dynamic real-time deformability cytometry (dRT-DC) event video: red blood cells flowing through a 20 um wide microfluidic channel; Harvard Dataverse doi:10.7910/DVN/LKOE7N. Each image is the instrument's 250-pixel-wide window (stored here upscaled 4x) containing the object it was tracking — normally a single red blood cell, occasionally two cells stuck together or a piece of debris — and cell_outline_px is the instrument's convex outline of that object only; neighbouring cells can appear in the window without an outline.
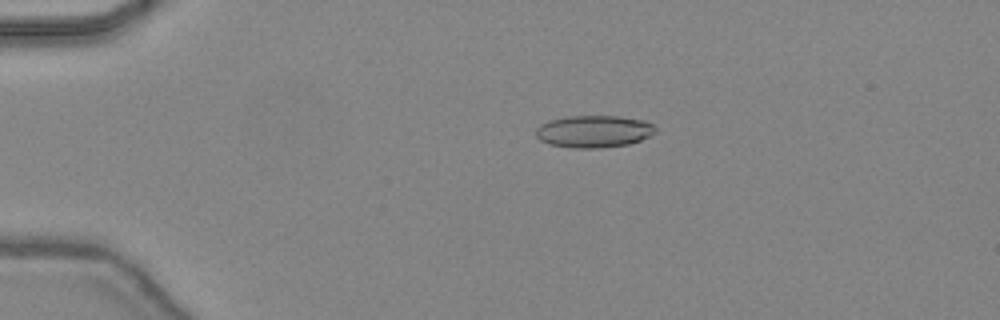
{"species": "common noctule bat (a hibernating species)", "species_latin": "Nyctalus noctula", "temperature_condition": "warm", "stored_images_in_passage": 47, "camera_frame_rate_fps": 3000, "um_per_image_px": 0.085, "animal": {"sex": "female", "body_mass_g": 24.6, "forearm_length_mm": 56.2}, "frame": {"image": 1, "passage_image": 11, "time_ms": 3.333, "image_size_px": [1000, 320], "cell_outline_px": [[656, 132], [640, 140], [628, 144], [600, 148], [572, 148], [548, 144], [540, 140], [536, 136], [536, 128], [540, 124], [548, 120], [568, 116], [616, 116], [648, 120], [656, 128]], "centroid_in_image_um": [50.46, 11.16], "position_along_channel_um": 34.5, "area_um2": 22.6}}
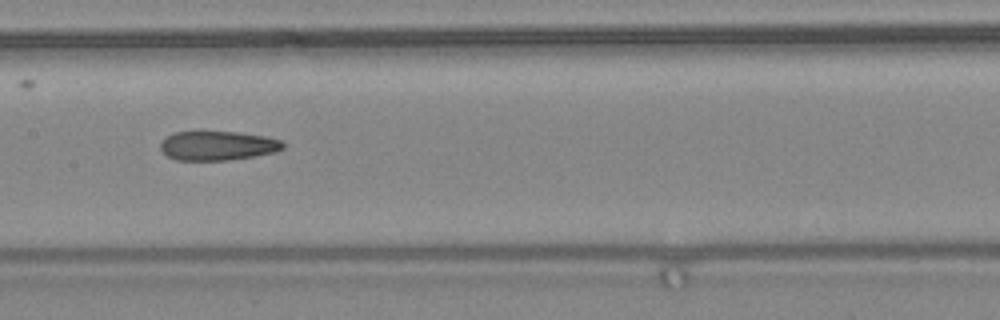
{"frame": {"image": 2, "passage_image": 25, "time_ms": 8.0, "image_size_px": [1000, 320], "cell_outline_px": [[284, 148], [272, 152], [252, 156], [228, 160], [176, 160], [168, 156], [160, 148], [160, 144], [172, 132], [236, 132], [264, 136], [280, 140], [284, 144]], "centroid_in_image_um": [18.48, 12.38], "position_along_channel_um": 188.9, "area_um2": 20.52}}
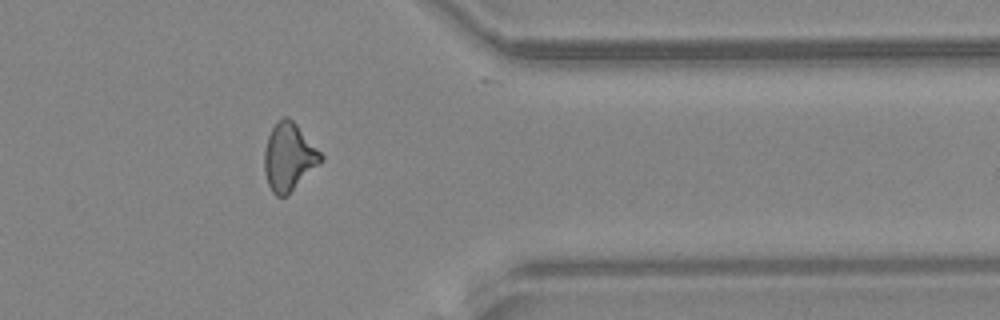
{"frame": {"image": 3, "passage_image": 39, "time_ms": 12.667, "image_size_px": [1000, 320], "cell_outline_px": [[324, 160], [320, 164], [284, 196], [276, 196], [272, 192], [268, 184], [264, 172], [264, 152], [268, 136], [276, 120], [284, 116], [288, 116], [296, 124], [324, 156]], "centroid_in_image_um": [24.54, 13.31], "position_along_channel_um": 386.9, "area_um2": 22.02}, "authors_computed_cell_mechanics": {"area_um2": 21.9062, "velocity_mm_per_s": 4.483, "shape_relaxation_time_tau1_ms": null, "shape_relaxation_time_tau2_ms": 2.8066, "deformation_change_tau1": null, "deformation_change_tau2": 0.1287}}